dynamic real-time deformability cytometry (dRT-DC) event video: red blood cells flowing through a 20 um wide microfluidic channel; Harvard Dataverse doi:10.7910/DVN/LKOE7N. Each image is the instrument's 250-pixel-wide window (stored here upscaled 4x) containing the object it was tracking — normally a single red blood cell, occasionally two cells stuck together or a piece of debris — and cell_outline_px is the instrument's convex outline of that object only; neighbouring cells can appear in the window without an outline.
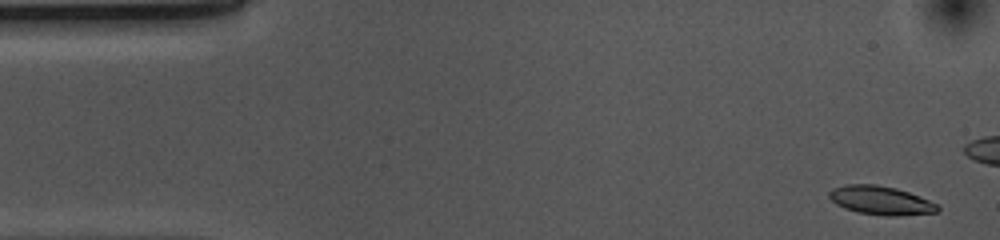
{"species": "common noctule bat (a hibernating species)", "species_latin": "Nyctalus noctula", "temperature_condition": "cold", "stored_images_in_passage": 54, "camera_frame_rate_fps": 3000, "um_per_image_px": 0.085, "animal": {"sex": "female", "body_mass_g": 10.0, "forearm_length_mm": 53.1}, "frame": {"image": 1, "passage_image": 2, "time_ms": 0.333, "image_size_px": [1000, 240], "cell_outline_px": [[940, 208], [936, 212], [896, 216], [884, 216], [856, 212], [844, 208], [836, 204], [828, 196], [828, 192], [832, 188], [848, 184], [876, 184], [896, 188], [908, 192], [928, 200], [936, 204]], "centroid_in_image_um": [74.82, 17.03], "position_along_channel_um": 10.2, "area_um2": 18.09}}
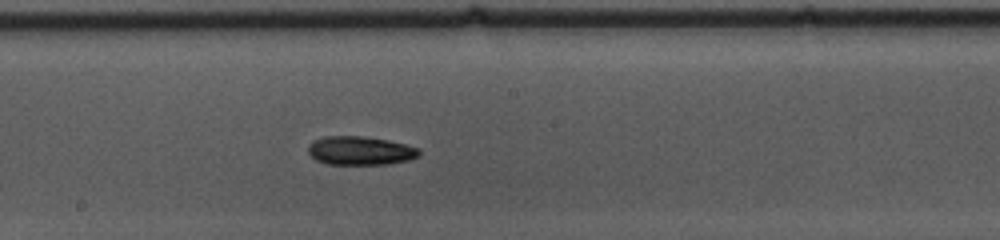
{"frame": {"image": 2, "passage_image": 27, "time_ms": 8.667, "image_size_px": [1000, 240], "cell_outline_px": [[420, 156], [408, 160], [388, 164], [328, 164], [316, 160], [308, 152], [308, 144], [312, 140], [324, 136], [360, 136], [388, 140], [420, 148]], "centroid_in_image_um": [30.61, 12.8], "position_along_channel_um": 217.6, "area_um2": 18.61}}
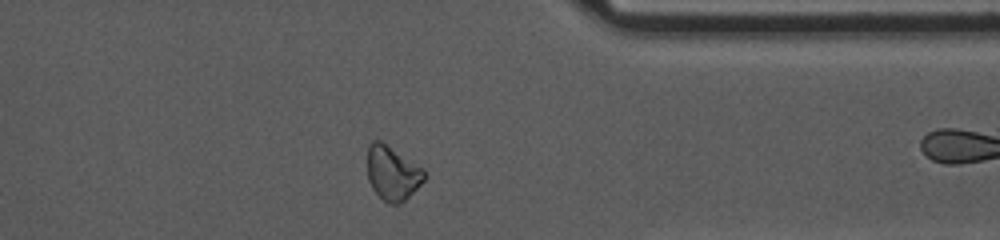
{"frame": {"image": 3, "passage_image": 41, "time_ms": 13.333, "image_size_px": [1000, 240], "cell_outline_px": [[424, 180], [400, 204], [388, 204], [372, 188], [368, 180], [368, 144], [372, 140], [380, 140], [424, 168]], "centroid_in_image_um": [33.34, 14.69], "position_along_channel_um": 378.1, "area_um2": 17.8}, "authors_computed_cell_mechanics": {"area_um2": 18.3515, "velocity_mm_per_s": 3.6984, "shape_relaxation_time_tau1_ms": 6.7559, "shape_relaxation_time_tau2_ms": null, "deformation_change_tau1": 0.146, "deformation_change_tau2": null}}